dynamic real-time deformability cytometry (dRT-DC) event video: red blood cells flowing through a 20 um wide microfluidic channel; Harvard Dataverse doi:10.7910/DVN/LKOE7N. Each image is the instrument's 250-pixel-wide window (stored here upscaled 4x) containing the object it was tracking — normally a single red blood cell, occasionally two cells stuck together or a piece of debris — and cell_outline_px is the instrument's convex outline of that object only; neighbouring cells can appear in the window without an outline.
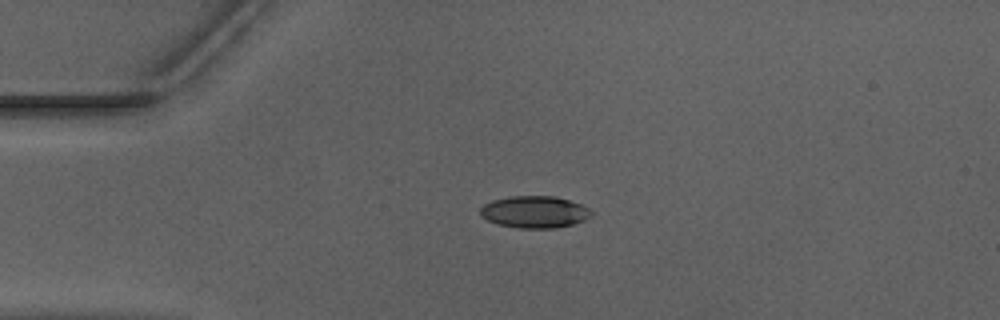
{"species": "Egyptian fruit bat (a non-hibernating species)", "species_latin": "Rousettus aegyptiacus", "temperature_condition": "warm", "stored_images_in_passage": 40, "camera_frame_rate_fps": 3000, "um_per_image_px": 0.085, "animal": {"sex": "male"}, "frame": {"image": 1, "passage_image": 1, "time_ms": 0.0, "image_size_px": [1000, 320], "cell_outline_px": [[592, 216], [584, 220], [572, 224], [556, 228], [520, 228], [500, 224], [488, 220], [480, 216], [480, 208], [484, 204], [492, 200], [508, 196], [556, 196], [580, 204], [588, 208], [592, 212]], "centroid_in_image_um": [45.43, 18.01], "position_along_channel_um": 39.6, "area_um2": 20.63}}
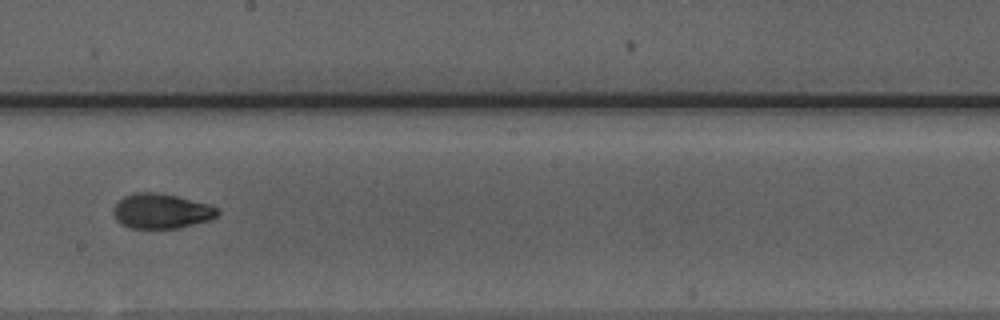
{"frame": {"image": 2, "passage_image": 18, "time_ms": 5.667, "image_size_px": [1000, 320], "cell_outline_px": [[220, 212], [212, 220], [176, 228], [132, 228], [120, 224], [116, 220], [112, 212], [112, 208], [124, 196], [136, 192], [156, 192], [176, 196], [208, 204], [220, 208]], "centroid_in_image_um": [13.71, 17.94], "position_along_channel_um": 234.5, "area_um2": 21.27}}
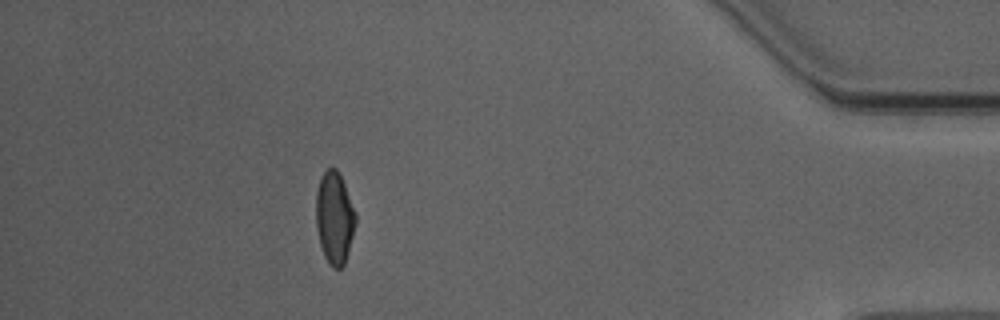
{"frame": {"image": 3, "passage_image": 35, "time_ms": 11.333, "image_size_px": [1000, 320], "cell_outline_px": [[356, 224], [344, 264], [340, 268], [332, 268], [328, 264], [324, 256], [320, 244], [316, 228], [316, 192], [320, 176], [328, 168], [336, 168], [340, 172], [356, 212]], "centroid_in_image_um": [28.43, 18.49], "position_along_channel_um": 406.8, "area_um2": 21.5}, "authors_computed_cell_mechanics": {"area_um2": 21.2415, "velocity_mm_per_s": 3.9739, "shape_relaxation_time_tau1_ms": 8.3718, "shape_relaxation_time_tau2_ms": 1.7849, "deformation_change_tau1": 0.2511, "deformation_change_tau2": 0.0699}}